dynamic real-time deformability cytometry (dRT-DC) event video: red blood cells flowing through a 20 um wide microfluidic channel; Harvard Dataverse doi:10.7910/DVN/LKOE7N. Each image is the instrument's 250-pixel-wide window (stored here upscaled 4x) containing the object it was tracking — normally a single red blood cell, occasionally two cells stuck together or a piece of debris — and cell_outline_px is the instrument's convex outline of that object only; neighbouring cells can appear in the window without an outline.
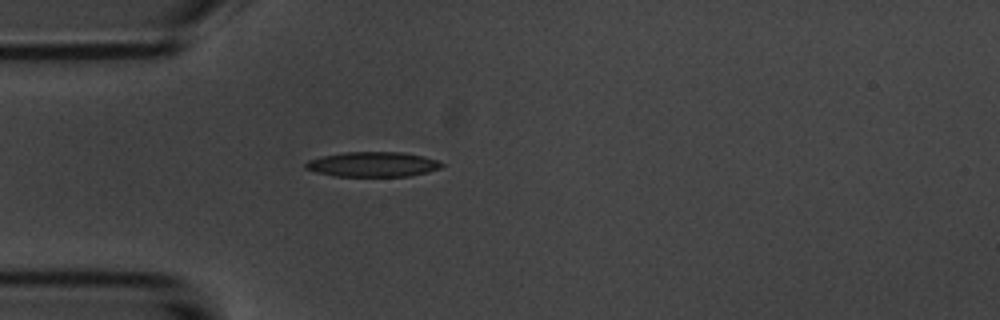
{"species": "common noctule bat (a hibernating species)", "species_latin": "Nyctalus noctula", "temperature_condition": "room temperature", "stored_images_in_passage": 1, "camera_frame_rate_fps": 3000, "um_per_image_px": 0.085, "animal": {"sex": "male", "body_mass_g": 20.1, "forearm_length_mm": 53.5}, "frame": {"image": 1, "passage_image": 1, "time_ms": 0.0, "image_size_px": [1000, 320], "cell_outline_px": [[444, 164], [440, 168], [428, 172], [408, 176], [336, 176], [316, 172], [304, 168], [304, 164], [308, 160], [324, 156], [344, 152], [404, 152], [424, 156], [436, 160]], "centroid_in_image_um": [31.69, 13.96], "position_along_channel_um": 53.3, "area_um2": 19.71}}